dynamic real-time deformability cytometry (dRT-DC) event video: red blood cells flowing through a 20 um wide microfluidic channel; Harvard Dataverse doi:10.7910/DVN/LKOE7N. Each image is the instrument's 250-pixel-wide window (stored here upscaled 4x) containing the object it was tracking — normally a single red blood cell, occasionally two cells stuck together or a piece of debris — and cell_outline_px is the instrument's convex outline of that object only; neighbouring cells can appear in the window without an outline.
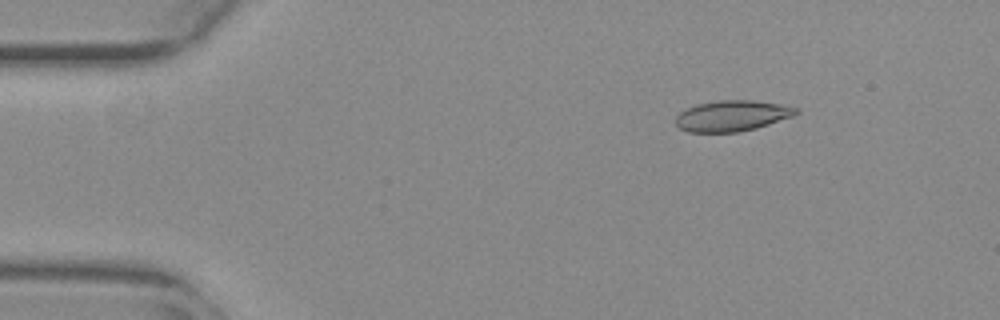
{"species": "common noctule bat (a hibernating species)", "species_latin": "Nyctalus noctula", "temperature_condition": "warm", "stored_images_in_passage": 54, "camera_frame_rate_fps": 3000, "um_per_image_px": 0.085, "animal": {"sex": "female", "body_mass_g": 29.2, "forearm_length_mm": 56.3}, "frame": {"image": 1, "passage_image": 8, "time_ms": 2.333, "image_size_px": [1000, 320], "cell_outline_px": [[800, 112], [792, 116], [756, 128], [740, 132], [688, 132], [680, 128], [676, 124], [676, 116], [680, 112], [696, 104], [716, 100], [752, 100], [780, 104], [800, 108]], "centroid_in_image_um": [62.23, 9.84], "position_along_channel_um": 22.8, "area_um2": 21.62}}
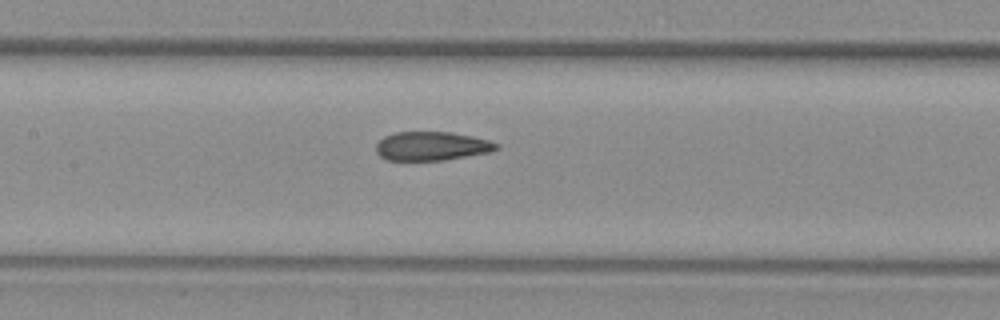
{"frame": {"image": 2, "passage_image": 26, "time_ms": 8.333, "image_size_px": [1000, 320], "cell_outline_px": [[500, 148], [492, 152], [444, 160], [388, 160], [380, 156], [376, 152], [376, 144], [384, 136], [396, 132], [448, 132], [472, 136], [488, 140], [500, 144]], "centroid_in_image_um": [36.72, 12.42], "position_along_channel_um": 170.7, "area_um2": 20.29}}
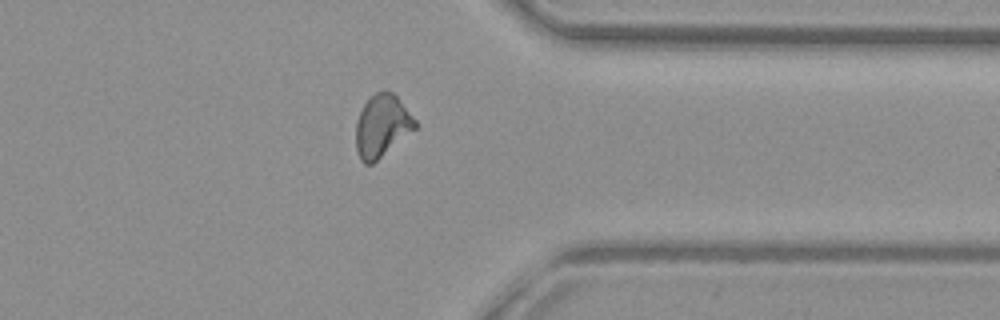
{"frame": {"image": 3, "passage_image": 43, "time_ms": 14.0, "image_size_px": [1000, 320], "cell_outline_px": [[416, 128], [372, 164], [364, 164], [360, 160], [356, 148], [356, 120], [364, 104], [376, 92], [392, 92], [396, 96], [416, 120]], "centroid_in_image_um": [32.45, 10.72], "position_along_channel_um": 379.0, "area_um2": 21.1}, "authors_computed_cell_mechanics": {"area_um2": 21.4149, "velocity_mm_per_s": 3.8163, "shape_relaxation_time_tau1_ms": null, "shape_relaxation_time_tau2_ms": 1.4871, "deformation_change_tau1": null, "deformation_change_tau2": 0.0741}}